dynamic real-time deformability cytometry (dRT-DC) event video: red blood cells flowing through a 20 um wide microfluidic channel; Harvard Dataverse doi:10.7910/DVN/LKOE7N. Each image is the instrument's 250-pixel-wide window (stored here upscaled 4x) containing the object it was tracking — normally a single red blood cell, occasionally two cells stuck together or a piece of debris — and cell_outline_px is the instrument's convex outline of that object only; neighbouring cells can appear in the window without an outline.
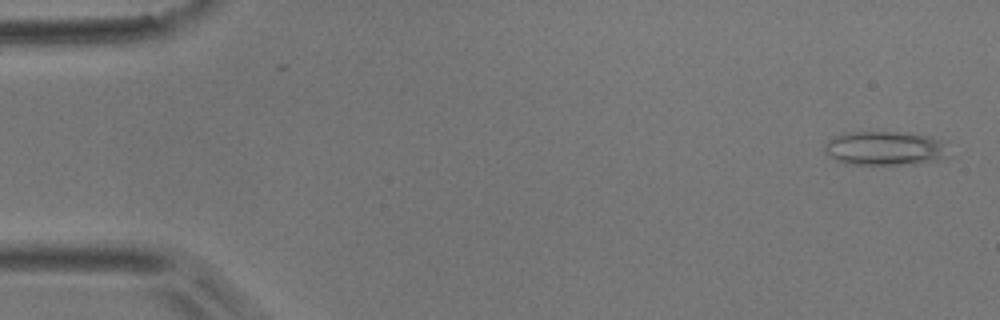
{"species": "common noctule bat (a hibernating species)", "species_latin": "Nyctalus noctula", "temperature_condition": "room temperature", "stored_images_in_passage": 25, "camera_frame_rate_fps": 3000, "um_per_image_px": 0.085, "animal": {"sex": "male", "body_mass_g": 17.9}, "frame": {"image": 1, "passage_image": 2, "time_ms": 0.333, "image_size_px": [1000, 320], "cell_outline_px": [[952, 156], [940, 160], [912, 164], [848, 164], [836, 160], [828, 156], [824, 152], [824, 144], [828, 140], [844, 132], [904, 132], [928, 136], [944, 140]], "centroid_in_image_um": [75.28, 12.6], "position_along_channel_um": 9.7, "area_um2": 25.14}}
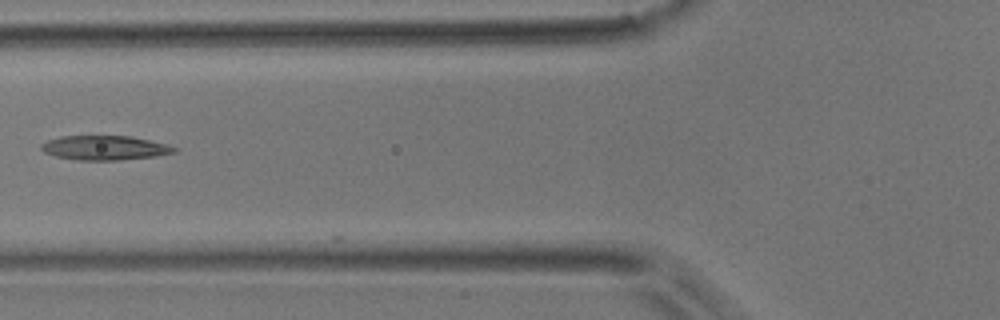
{"frame": {"image": 2, "passage_image": 20, "time_ms": 6.333, "image_size_px": [1000, 320], "cell_outline_px": [[180, 148], [176, 152], [156, 156], [120, 160], [76, 160], [56, 156], [44, 152], [40, 148], [40, 144], [48, 140], [60, 136], [132, 136], [168, 144]], "centroid_in_image_um": [8.94, 12.56], "position_along_channel_um": 116.9, "area_um2": 19.07}}
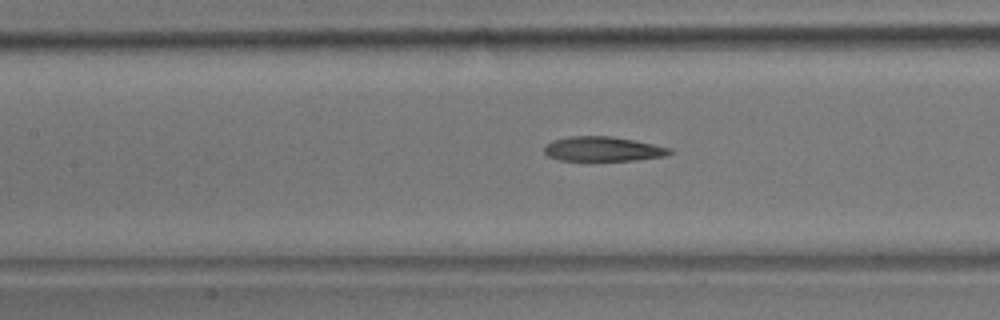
{"frame": {"image": 3, "passage_image": 23, "time_ms": 7.333, "image_size_px": [1000, 320], "cell_outline_px": [[676, 152], [664, 156], [636, 160], [560, 160], [548, 156], [544, 152], [544, 144], [552, 140], [568, 136], [612, 136], [672, 148]], "centroid_in_image_um": [51.24, 12.66], "position_along_channel_um": 156.2, "area_um2": 18.03}}